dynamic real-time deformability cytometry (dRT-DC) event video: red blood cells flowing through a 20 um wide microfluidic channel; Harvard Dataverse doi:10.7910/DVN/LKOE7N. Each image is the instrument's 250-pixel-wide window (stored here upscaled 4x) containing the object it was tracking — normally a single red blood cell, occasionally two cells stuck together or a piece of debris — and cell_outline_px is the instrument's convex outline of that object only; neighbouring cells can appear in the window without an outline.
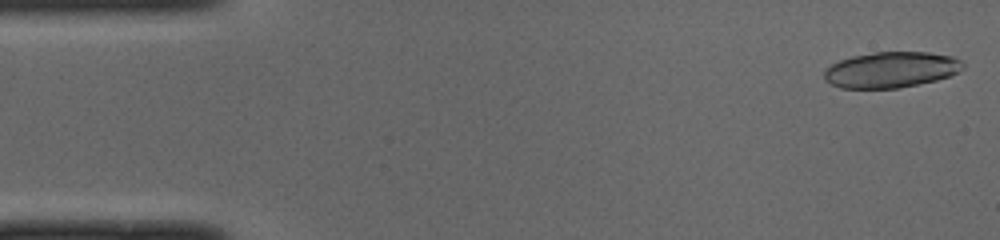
{"species": "common noctule bat (a hibernating species)", "species_latin": "Nyctalus noctula", "temperature_condition": "cold", "stored_images_in_passage": 15, "camera_frame_rate_fps": 3000, "um_per_image_px": 0.085, "animal": {"sex": "male", "body_mass_g": 19.0, "forearm_length_mm": 50.8}, "frame": {"image": 1, "passage_image": 1, "time_ms": 0.0, "image_size_px": [1000, 240], "cell_outline_px": [[964, 68], [948, 76], [936, 80], [896, 88], [840, 88], [824, 80], [824, 72], [832, 64], [840, 60], [852, 56], [872, 52], [928, 52], [952, 56], [960, 60], [964, 64]], "centroid_in_image_um": [75.73, 5.92], "position_along_channel_um": 9.3, "area_um2": 28.78}}